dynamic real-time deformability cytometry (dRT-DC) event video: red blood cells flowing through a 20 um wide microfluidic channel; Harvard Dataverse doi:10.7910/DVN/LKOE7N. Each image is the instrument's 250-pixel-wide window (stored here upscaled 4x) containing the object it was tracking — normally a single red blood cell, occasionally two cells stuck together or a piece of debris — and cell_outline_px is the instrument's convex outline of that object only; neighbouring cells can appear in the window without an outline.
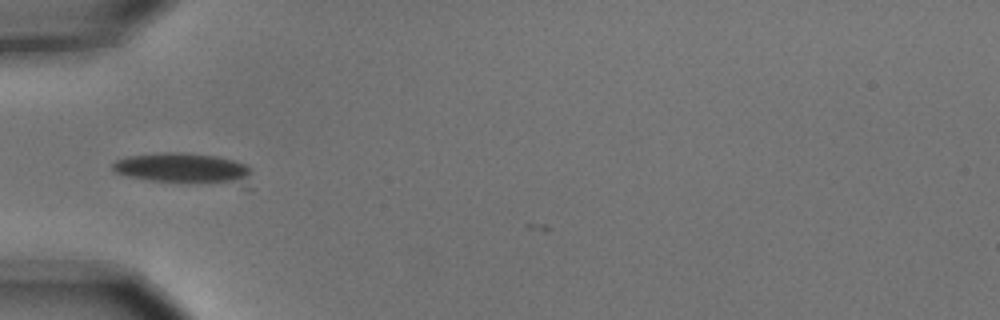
{"species": "common noctule bat (a hibernating species)", "species_latin": "Nyctalus noctula", "temperature_condition": "cold", "stored_images_in_passage": 5, "camera_frame_rate_fps": 3000, "um_per_image_px": 0.085, "animal": {"sex": "male", "body_mass_g": 15.6}, "frame": {"image": 1, "passage_image": 4, "time_ms": 1.0, "image_size_px": [1000, 320], "cell_outline_px": [[252, 188], [244, 188], [152, 180], [128, 176], [116, 172], [112, 168], [112, 164], [116, 160], [128, 156], [164, 152], [184, 152], [216, 156], [232, 160], [244, 164], [248, 168]], "centroid_in_image_um": [15.76, 14.37], "position_along_channel_um": 69.2, "area_um2": 25.78}}